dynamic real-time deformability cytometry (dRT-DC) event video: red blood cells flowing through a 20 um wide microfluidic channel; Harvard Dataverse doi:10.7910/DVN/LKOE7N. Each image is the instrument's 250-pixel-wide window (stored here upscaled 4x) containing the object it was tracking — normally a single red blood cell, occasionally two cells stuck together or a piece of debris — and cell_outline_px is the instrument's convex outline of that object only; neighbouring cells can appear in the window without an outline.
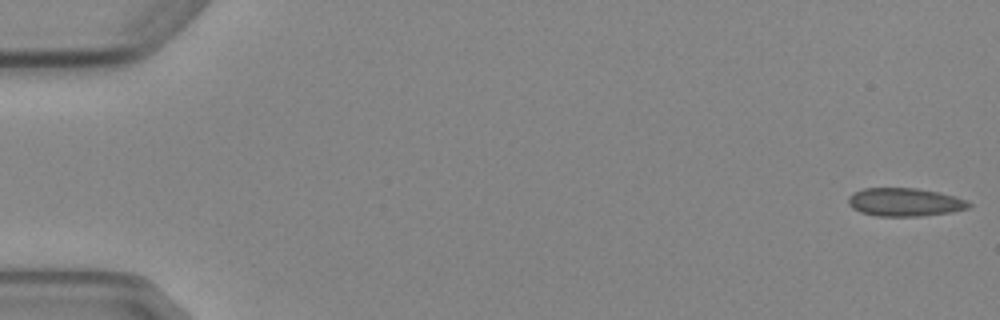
{"species": "Egyptian fruit bat (a non-hibernating species)", "species_latin": "Rousettus aegyptiacus", "temperature_condition": "cold", "stored_images_in_passage": 6, "segment_of_instrument_passage": [2, 2], "camera_frame_rate_fps": 3000, "um_per_image_px": 0.085, "animal": {"sex": "female"}, "frame": {"image": 1, "passage_image": 6, "time_ms": 6.667, "image_size_px": [1000, 320], "cell_outline_px": [[972, 204], [968, 208], [952, 212], [924, 216], [876, 216], [860, 212], [852, 208], [848, 204], [848, 196], [852, 192], [864, 188], [916, 188], [940, 192], [956, 196], [968, 200]], "centroid_in_image_um": [76.91, 17.18], "position_along_channel_um": 8.1, "area_um2": 20.17}}